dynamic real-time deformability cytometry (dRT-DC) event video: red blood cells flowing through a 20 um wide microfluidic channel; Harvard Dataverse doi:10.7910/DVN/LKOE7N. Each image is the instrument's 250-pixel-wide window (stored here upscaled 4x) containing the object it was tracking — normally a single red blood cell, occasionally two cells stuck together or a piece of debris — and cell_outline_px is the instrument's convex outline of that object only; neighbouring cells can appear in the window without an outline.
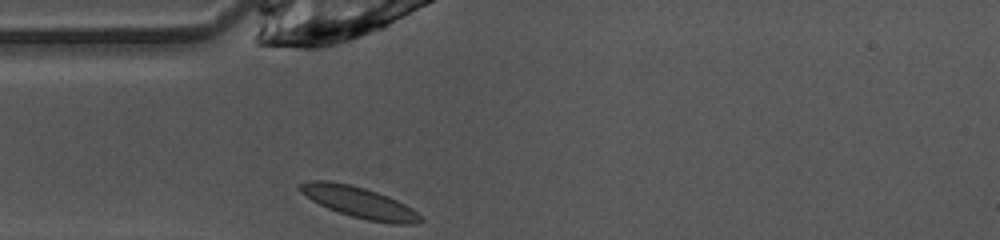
{"species": "common noctule bat (a hibernating species)", "species_latin": "Nyctalus noctula", "temperature_condition": "warm", "stored_images_in_passage": 26, "camera_frame_rate_fps": 3000, "um_per_image_px": 0.085, "animal": {"sex": "female", "body_mass_g": 10.0, "forearm_length_mm": 53.1}, "frame": {"image": 1, "passage_image": 1, "time_ms": 0.0, "image_size_px": [1000, 240], "cell_outline_px": [[424, 220], [416, 224], [392, 224], [368, 220], [352, 216], [328, 208], [312, 200], [300, 192], [296, 188], [300, 184], [308, 180], [328, 180], [348, 184], [364, 188], [388, 196], [412, 208]], "centroid_in_image_um": [30.52, 17.19], "position_along_channel_um": 54.5, "area_um2": 21.62}}
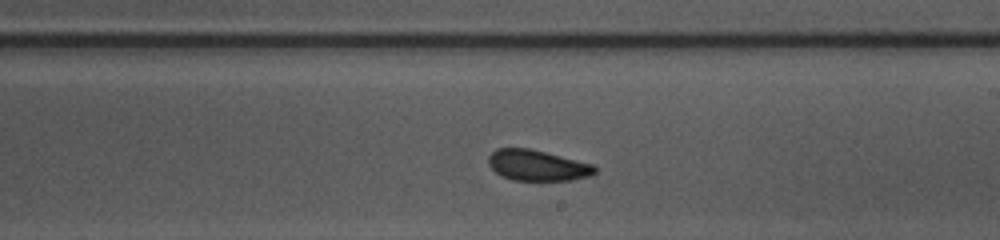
{"frame": {"image": 2, "passage_image": 15, "time_ms": 4.667, "image_size_px": [1000, 240], "cell_outline_px": [[600, 168], [596, 172], [588, 176], [572, 180], [512, 180], [496, 172], [488, 164], [488, 156], [496, 148], [528, 148], [596, 164]], "centroid_in_image_um": [45.72, 14.05], "position_along_channel_um": 243.3, "area_um2": 19.19}}
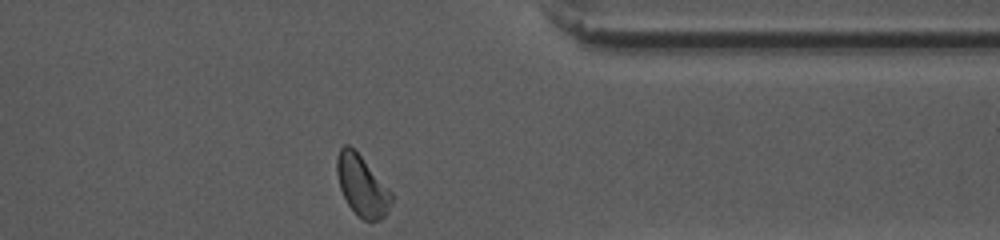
{"frame": {"image": 3, "passage_image": 26, "time_ms": 8.333, "image_size_px": [1000, 240], "cell_outline_px": [[392, 200], [388, 212], [380, 220], [364, 220], [348, 204], [340, 188], [336, 172], [336, 160], [340, 148], [344, 144], [348, 144], [360, 156], [392, 192]], "centroid_in_image_um": [30.76, 15.78], "position_along_channel_um": 380.6, "area_um2": 18.84}, "authors_computed_cell_mechanics": {"area_um2": 19.363, "velocity_mm_per_s": 4.0698, "shape_relaxation_time_tau1_ms": 1.3096, "shape_relaxation_time_tau2_ms": 0.7256, "deformation_change_tau1": 0.0977, "deformation_change_tau2": 0.0674}}